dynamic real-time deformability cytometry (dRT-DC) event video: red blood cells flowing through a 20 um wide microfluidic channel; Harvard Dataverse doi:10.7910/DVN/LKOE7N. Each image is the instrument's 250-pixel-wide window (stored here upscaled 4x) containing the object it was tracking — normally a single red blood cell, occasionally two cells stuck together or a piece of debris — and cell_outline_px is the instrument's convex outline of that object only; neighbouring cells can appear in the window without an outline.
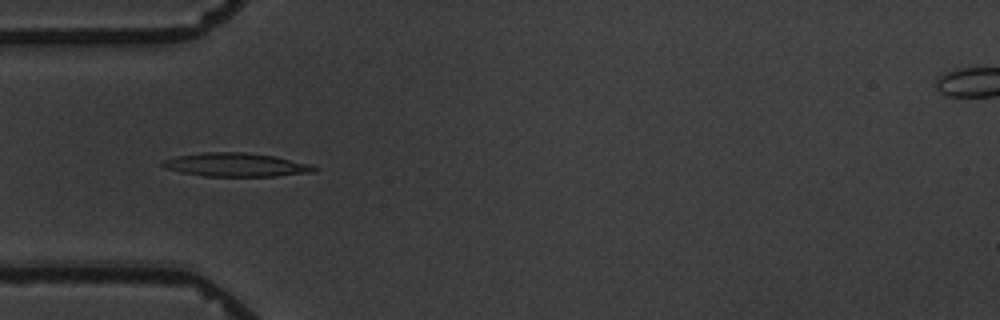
{"species": "common noctule bat (a hibernating species)", "species_latin": "Nyctalus noctula", "temperature_condition": "warm", "stored_images_in_passage": 3, "camera_frame_rate_fps": 3000, "um_per_image_px": 0.085, "animal": {"sex": "male", "body_mass_g": 19.5, "forearm_length_mm": 54.6}, "frame": {"image": 1, "passage_image": 2, "time_ms": 1.333, "image_size_px": [1000, 320], "cell_outline_px": [[320, 168], [316, 172], [276, 176], [204, 176], [180, 172], [164, 168], [160, 164], [164, 160], [176, 156], [204, 152], [248, 152], [276, 156], [312, 164]], "centroid_in_image_um": [20.11, 14.0], "position_along_channel_um": 64.9, "area_um2": 21.15}}
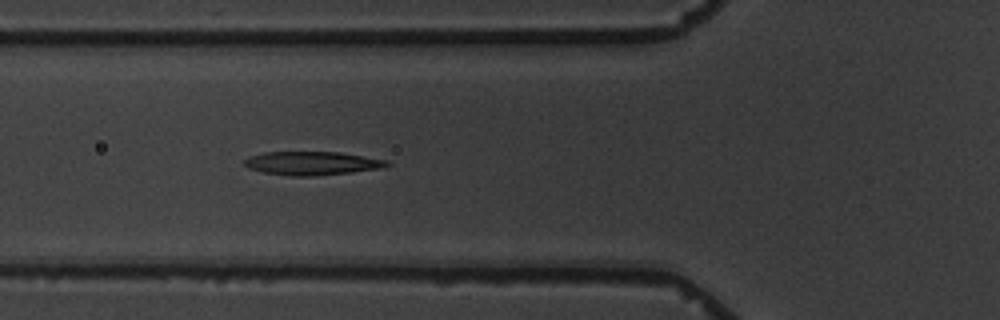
{"frame": {"image": 2, "passage_image": 3, "time_ms": 2.333, "image_size_px": [1000, 320], "cell_outline_px": [[392, 164], [380, 168], [348, 172], [312, 176], [292, 176], [264, 172], [248, 168], [244, 164], [244, 160], [248, 156], [264, 152], [340, 152], [388, 160]], "centroid_in_image_um": [26.5, 13.86], "position_along_channel_um": 99.3, "area_um2": 19.42}}